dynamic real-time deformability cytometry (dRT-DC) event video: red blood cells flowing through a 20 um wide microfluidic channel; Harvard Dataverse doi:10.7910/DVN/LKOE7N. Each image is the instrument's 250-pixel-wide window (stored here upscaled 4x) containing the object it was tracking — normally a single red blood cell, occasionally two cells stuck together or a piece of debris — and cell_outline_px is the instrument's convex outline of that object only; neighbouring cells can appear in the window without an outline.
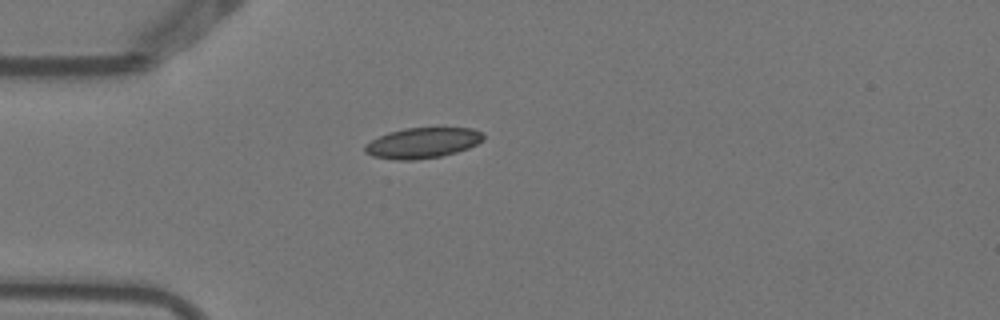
{"species": "Egyptian fruit bat (a non-hibernating species)", "species_latin": "Rousettus aegyptiacus", "temperature_condition": "warm", "stored_images_in_passage": 1, "camera_frame_rate_fps": 3000, "um_per_image_px": 0.085, "animal": {"sex": "female"}, "frame": {"image": 1, "passage_image": 1, "time_ms": 0.0, "image_size_px": [1000, 320], "cell_outline_px": [[484, 140], [468, 148], [456, 152], [440, 156], [416, 160], [396, 160], [372, 156], [364, 152], [364, 144], [388, 132], [404, 128], [472, 128], [484, 132]], "centroid_in_image_um": [35.91, 12.15], "position_along_channel_um": 49.1, "area_um2": 21.15}}